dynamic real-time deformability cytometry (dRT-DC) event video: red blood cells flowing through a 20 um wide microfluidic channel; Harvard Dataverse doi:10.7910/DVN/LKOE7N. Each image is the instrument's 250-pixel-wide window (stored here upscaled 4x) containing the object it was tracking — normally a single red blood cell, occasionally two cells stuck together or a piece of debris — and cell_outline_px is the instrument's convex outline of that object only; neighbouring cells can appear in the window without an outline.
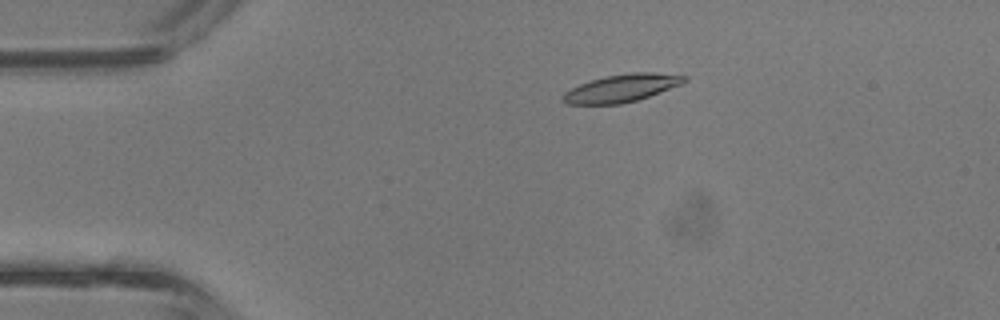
{"species": "common noctule bat (a hibernating species)", "species_latin": "Nyctalus noctula", "temperature_condition": "room temperature", "stored_images_in_passage": 43, "camera_frame_rate_fps": 3000, "um_per_image_px": 0.085, "animal": {"sex": "male", "body_mass_g": 13.3}, "frame": {"image": 1, "passage_image": 9, "time_ms": 2.667, "image_size_px": [1000, 320], "cell_outline_px": [[688, 80], [680, 84], [660, 92], [636, 100], [620, 104], [564, 104], [560, 100], [560, 96], [564, 92], [588, 80], [604, 76], [632, 72], [652, 72], [688, 76]], "centroid_in_image_um": [52.78, 7.49], "position_along_channel_um": 32.2, "area_um2": 19.65}}
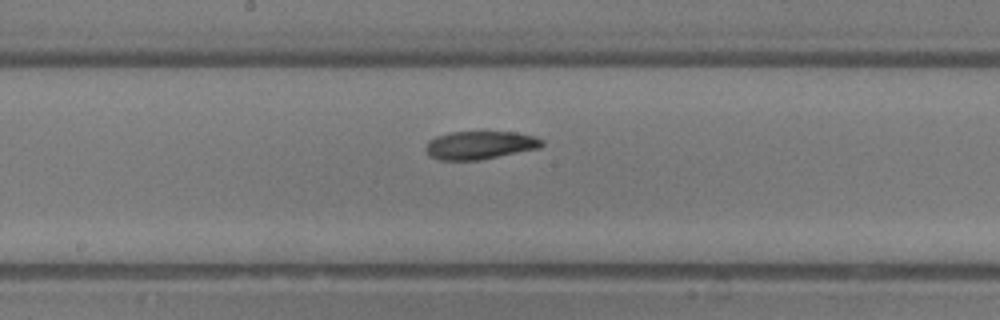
{"frame": {"image": 2, "passage_image": 23, "time_ms": 7.333, "image_size_px": [1000, 320], "cell_outline_px": [[544, 144], [540, 148], [480, 160], [440, 160], [428, 156], [424, 148], [428, 140], [436, 136], [452, 132], [516, 132], [536, 136], [544, 140]], "centroid_in_image_um": [40.79, 12.34], "position_along_channel_um": 207.4, "area_um2": 19.31}}
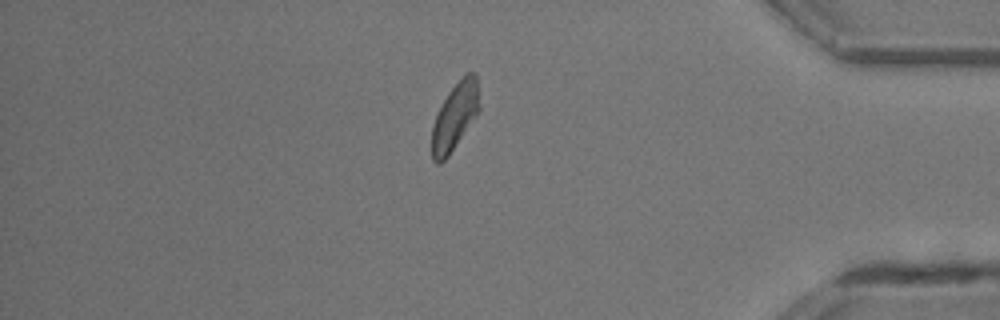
{"frame": {"image": 3, "passage_image": 37, "time_ms": 12.0, "image_size_px": [1000, 320], "cell_outline_px": [[480, 112], [448, 156], [440, 164], [436, 164], [432, 160], [432, 124], [448, 92], [468, 72], [476, 72], [480, 108]], "centroid_in_image_um": [38.68, 9.93], "position_along_channel_um": 396.5, "area_um2": 18.55}, "authors_computed_cell_mechanics": {"area_um2": 19.1318, "velocity_mm_per_s": 4.7946, "shape_relaxation_time_tau1_ms": 2.6969, "shape_relaxation_time_tau2_ms": null, "deformation_change_tau1": 0.1152, "deformation_change_tau2": null}}